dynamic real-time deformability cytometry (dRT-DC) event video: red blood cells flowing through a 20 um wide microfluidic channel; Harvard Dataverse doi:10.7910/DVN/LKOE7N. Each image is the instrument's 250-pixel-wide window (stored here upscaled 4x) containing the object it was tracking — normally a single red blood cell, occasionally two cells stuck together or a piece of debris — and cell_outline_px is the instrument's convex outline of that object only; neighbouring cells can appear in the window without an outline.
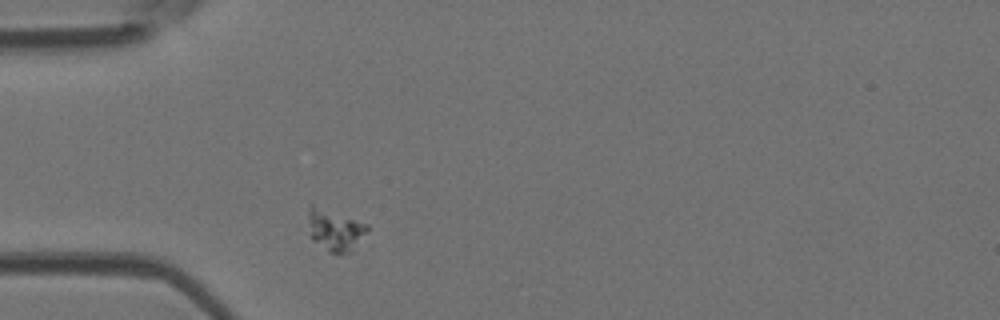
{"species": "Egyptian fruit bat (a non-hibernating species)", "species_latin": "Rousettus aegyptiacus", "temperature_condition": "room temperature", "stored_images_in_passage": 1, "camera_frame_rate_fps": 3000, "um_per_image_px": 0.085, "animal": {"sex": "female"}, "frame": {"image": 1, "passage_image": 1, "time_ms": 0.0, "image_size_px": [1000, 320], "cell_outline_px": [[368, 232], [352, 252], [332, 252], [312, 240], [308, 224], [308, 204], [312, 204], [368, 224]], "centroid_in_image_um": [28.48, 19.53], "position_along_channel_um": 56.5, "area_um2": 14.16}}